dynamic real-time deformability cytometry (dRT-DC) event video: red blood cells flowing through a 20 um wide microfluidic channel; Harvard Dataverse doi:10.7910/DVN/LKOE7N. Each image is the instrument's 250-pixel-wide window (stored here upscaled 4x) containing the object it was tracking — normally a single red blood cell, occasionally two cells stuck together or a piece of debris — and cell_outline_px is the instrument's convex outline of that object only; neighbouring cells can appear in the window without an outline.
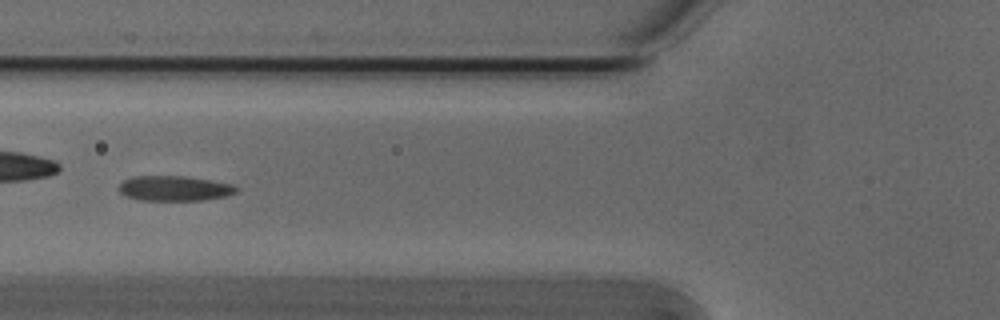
{"species": "Egyptian fruit bat (a non-hibernating species)", "species_latin": "Rousettus aegyptiacus", "temperature_condition": "cold", "stored_images_in_passage": 47, "camera_frame_rate_fps": 3000, "um_per_image_px": 0.085, "animal": {"sex": "male"}, "frame": {"image": 1, "passage_image": 14, "time_ms": 4.333, "image_size_px": [1000, 320], "cell_outline_px": [[240, 188], [236, 192], [228, 196], [204, 200], [136, 200], [120, 192], [120, 184], [124, 180], [132, 176], [184, 176], [232, 184]], "centroid_in_image_um": [14.85, 16.01], "position_along_channel_um": 110.9, "area_um2": 17.11}}
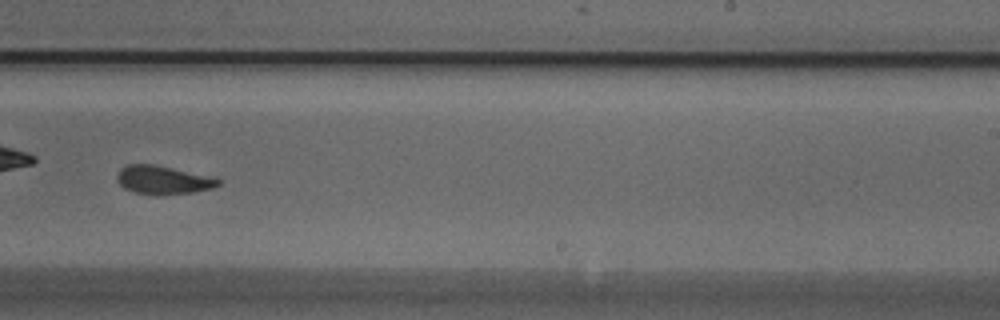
{"frame": {"image": 2, "passage_image": 27, "time_ms": 8.667, "image_size_px": [1000, 320], "cell_outline_px": [[220, 184], [212, 188], [192, 192], [160, 196], [156, 196], [132, 192], [124, 188], [116, 180], [116, 176], [120, 168], [128, 164], [152, 164], [216, 176], [220, 180]], "centroid_in_image_um": [13.86, 15.3], "position_along_channel_um": 275.1, "area_um2": 17.22}}
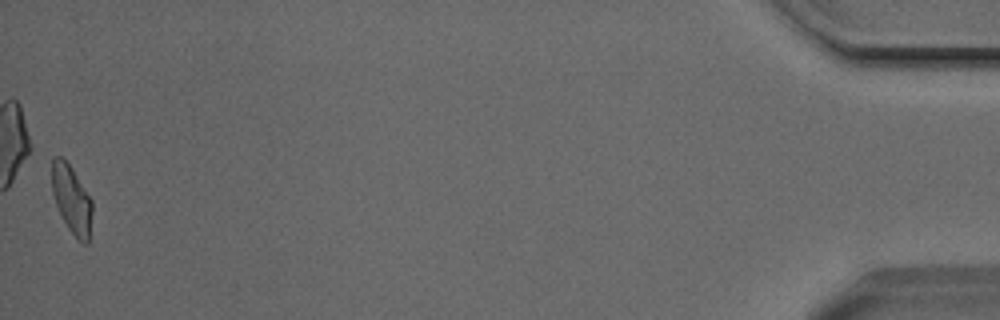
{"frame": {"image": 3, "passage_image": 47, "time_ms": 15.333, "image_size_px": [1000, 320], "cell_outline_px": [[92, 212], [88, 244], [84, 244], [68, 228], [56, 204], [52, 192], [52, 156], [60, 156], [72, 168], [92, 200]], "centroid_in_image_um": [6.09, 16.93], "position_along_channel_um": 429.1, "area_um2": 15.72}, "authors_computed_cell_mechanics": {"area_um2": 17.1088, "velocity_mm_per_s": 3.7952, "shape_relaxation_time_tau1_ms": 3.2568, "shape_relaxation_time_tau2_ms": 1.577, "deformation_change_tau1": 0.1182, "deformation_change_tau2": 0.0723}}